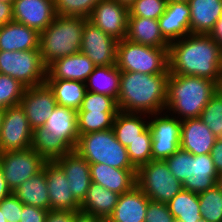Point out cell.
I'll list each match as a JSON object with an SVG mask.
<instances>
[{"label": "cell", "mask_w": 222, "mask_h": 222, "mask_svg": "<svg viewBox=\"0 0 222 222\" xmlns=\"http://www.w3.org/2000/svg\"><path fill=\"white\" fill-rule=\"evenodd\" d=\"M150 199L135 185L118 197L117 204L106 222H145Z\"/></svg>", "instance_id": "cell-23"}, {"label": "cell", "mask_w": 222, "mask_h": 222, "mask_svg": "<svg viewBox=\"0 0 222 222\" xmlns=\"http://www.w3.org/2000/svg\"><path fill=\"white\" fill-rule=\"evenodd\" d=\"M12 21H14L12 0H0V26Z\"/></svg>", "instance_id": "cell-48"}, {"label": "cell", "mask_w": 222, "mask_h": 222, "mask_svg": "<svg viewBox=\"0 0 222 222\" xmlns=\"http://www.w3.org/2000/svg\"><path fill=\"white\" fill-rule=\"evenodd\" d=\"M147 128L148 114L121 111L116 114L112 126L116 139L125 147L139 138Z\"/></svg>", "instance_id": "cell-30"}, {"label": "cell", "mask_w": 222, "mask_h": 222, "mask_svg": "<svg viewBox=\"0 0 222 222\" xmlns=\"http://www.w3.org/2000/svg\"><path fill=\"white\" fill-rule=\"evenodd\" d=\"M25 89L16 79L0 73V108L19 105Z\"/></svg>", "instance_id": "cell-39"}, {"label": "cell", "mask_w": 222, "mask_h": 222, "mask_svg": "<svg viewBox=\"0 0 222 222\" xmlns=\"http://www.w3.org/2000/svg\"><path fill=\"white\" fill-rule=\"evenodd\" d=\"M54 93L57 105L78 110L86 93L85 82L77 80H45Z\"/></svg>", "instance_id": "cell-32"}, {"label": "cell", "mask_w": 222, "mask_h": 222, "mask_svg": "<svg viewBox=\"0 0 222 222\" xmlns=\"http://www.w3.org/2000/svg\"><path fill=\"white\" fill-rule=\"evenodd\" d=\"M216 185H217V186L220 188V190L222 191V173L218 174Z\"/></svg>", "instance_id": "cell-54"}, {"label": "cell", "mask_w": 222, "mask_h": 222, "mask_svg": "<svg viewBox=\"0 0 222 222\" xmlns=\"http://www.w3.org/2000/svg\"><path fill=\"white\" fill-rule=\"evenodd\" d=\"M45 162L33 148L0 153V169L11 191L40 172Z\"/></svg>", "instance_id": "cell-10"}, {"label": "cell", "mask_w": 222, "mask_h": 222, "mask_svg": "<svg viewBox=\"0 0 222 222\" xmlns=\"http://www.w3.org/2000/svg\"><path fill=\"white\" fill-rule=\"evenodd\" d=\"M211 156L217 173H222V138L216 139L211 150Z\"/></svg>", "instance_id": "cell-49"}, {"label": "cell", "mask_w": 222, "mask_h": 222, "mask_svg": "<svg viewBox=\"0 0 222 222\" xmlns=\"http://www.w3.org/2000/svg\"><path fill=\"white\" fill-rule=\"evenodd\" d=\"M75 151L89 163L136 169L129 159L127 147L116 139L112 128L79 135Z\"/></svg>", "instance_id": "cell-5"}, {"label": "cell", "mask_w": 222, "mask_h": 222, "mask_svg": "<svg viewBox=\"0 0 222 222\" xmlns=\"http://www.w3.org/2000/svg\"><path fill=\"white\" fill-rule=\"evenodd\" d=\"M218 173L211 154L193 155L189 152L188 177L182 182L184 190L201 193L213 188Z\"/></svg>", "instance_id": "cell-18"}, {"label": "cell", "mask_w": 222, "mask_h": 222, "mask_svg": "<svg viewBox=\"0 0 222 222\" xmlns=\"http://www.w3.org/2000/svg\"><path fill=\"white\" fill-rule=\"evenodd\" d=\"M145 222H175L166 203L149 201Z\"/></svg>", "instance_id": "cell-45"}, {"label": "cell", "mask_w": 222, "mask_h": 222, "mask_svg": "<svg viewBox=\"0 0 222 222\" xmlns=\"http://www.w3.org/2000/svg\"><path fill=\"white\" fill-rule=\"evenodd\" d=\"M167 206L175 221L191 222L202 218L197 193L182 189Z\"/></svg>", "instance_id": "cell-34"}, {"label": "cell", "mask_w": 222, "mask_h": 222, "mask_svg": "<svg viewBox=\"0 0 222 222\" xmlns=\"http://www.w3.org/2000/svg\"><path fill=\"white\" fill-rule=\"evenodd\" d=\"M48 211L23 204L20 222H45Z\"/></svg>", "instance_id": "cell-46"}, {"label": "cell", "mask_w": 222, "mask_h": 222, "mask_svg": "<svg viewBox=\"0 0 222 222\" xmlns=\"http://www.w3.org/2000/svg\"><path fill=\"white\" fill-rule=\"evenodd\" d=\"M167 0H136L129 7V17L158 20L165 12Z\"/></svg>", "instance_id": "cell-42"}, {"label": "cell", "mask_w": 222, "mask_h": 222, "mask_svg": "<svg viewBox=\"0 0 222 222\" xmlns=\"http://www.w3.org/2000/svg\"><path fill=\"white\" fill-rule=\"evenodd\" d=\"M219 88L216 82L203 77L169 73L165 111L181 121L198 118Z\"/></svg>", "instance_id": "cell-3"}, {"label": "cell", "mask_w": 222, "mask_h": 222, "mask_svg": "<svg viewBox=\"0 0 222 222\" xmlns=\"http://www.w3.org/2000/svg\"><path fill=\"white\" fill-rule=\"evenodd\" d=\"M137 169H119L102 163H90L91 181L119 195L136 185Z\"/></svg>", "instance_id": "cell-22"}, {"label": "cell", "mask_w": 222, "mask_h": 222, "mask_svg": "<svg viewBox=\"0 0 222 222\" xmlns=\"http://www.w3.org/2000/svg\"><path fill=\"white\" fill-rule=\"evenodd\" d=\"M201 216L206 222H222V191L213 188L198 194Z\"/></svg>", "instance_id": "cell-36"}, {"label": "cell", "mask_w": 222, "mask_h": 222, "mask_svg": "<svg viewBox=\"0 0 222 222\" xmlns=\"http://www.w3.org/2000/svg\"><path fill=\"white\" fill-rule=\"evenodd\" d=\"M43 128L53 137L62 138L75 150L79 139L77 110L57 105Z\"/></svg>", "instance_id": "cell-25"}, {"label": "cell", "mask_w": 222, "mask_h": 222, "mask_svg": "<svg viewBox=\"0 0 222 222\" xmlns=\"http://www.w3.org/2000/svg\"><path fill=\"white\" fill-rule=\"evenodd\" d=\"M40 33L12 21L0 26V51L39 50Z\"/></svg>", "instance_id": "cell-24"}, {"label": "cell", "mask_w": 222, "mask_h": 222, "mask_svg": "<svg viewBox=\"0 0 222 222\" xmlns=\"http://www.w3.org/2000/svg\"><path fill=\"white\" fill-rule=\"evenodd\" d=\"M118 112H77V124L79 135L102 130H109Z\"/></svg>", "instance_id": "cell-35"}, {"label": "cell", "mask_w": 222, "mask_h": 222, "mask_svg": "<svg viewBox=\"0 0 222 222\" xmlns=\"http://www.w3.org/2000/svg\"><path fill=\"white\" fill-rule=\"evenodd\" d=\"M126 39L151 47L169 48L162 36L158 20L143 17H128Z\"/></svg>", "instance_id": "cell-27"}, {"label": "cell", "mask_w": 222, "mask_h": 222, "mask_svg": "<svg viewBox=\"0 0 222 222\" xmlns=\"http://www.w3.org/2000/svg\"><path fill=\"white\" fill-rule=\"evenodd\" d=\"M175 222H180V221H175ZM191 222H206V221L203 218H201L198 221H191Z\"/></svg>", "instance_id": "cell-58"}, {"label": "cell", "mask_w": 222, "mask_h": 222, "mask_svg": "<svg viewBox=\"0 0 222 222\" xmlns=\"http://www.w3.org/2000/svg\"><path fill=\"white\" fill-rule=\"evenodd\" d=\"M151 145L152 137L149 128H147L139 135V138L127 146L129 159L136 169L152 160Z\"/></svg>", "instance_id": "cell-38"}, {"label": "cell", "mask_w": 222, "mask_h": 222, "mask_svg": "<svg viewBox=\"0 0 222 222\" xmlns=\"http://www.w3.org/2000/svg\"><path fill=\"white\" fill-rule=\"evenodd\" d=\"M119 112L117 102L114 98L95 92L86 91L84 99L77 112Z\"/></svg>", "instance_id": "cell-41"}, {"label": "cell", "mask_w": 222, "mask_h": 222, "mask_svg": "<svg viewBox=\"0 0 222 222\" xmlns=\"http://www.w3.org/2000/svg\"><path fill=\"white\" fill-rule=\"evenodd\" d=\"M121 72L115 65L98 66L85 82L86 90L108 95L117 101Z\"/></svg>", "instance_id": "cell-31"}, {"label": "cell", "mask_w": 222, "mask_h": 222, "mask_svg": "<svg viewBox=\"0 0 222 222\" xmlns=\"http://www.w3.org/2000/svg\"><path fill=\"white\" fill-rule=\"evenodd\" d=\"M126 7H130L136 0H116Z\"/></svg>", "instance_id": "cell-53"}, {"label": "cell", "mask_w": 222, "mask_h": 222, "mask_svg": "<svg viewBox=\"0 0 222 222\" xmlns=\"http://www.w3.org/2000/svg\"><path fill=\"white\" fill-rule=\"evenodd\" d=\"M170 172L181 183L188 177L189 168V152L179 149L172 156L164 160Z\"/></svg>", "instance_id": "cell-43"}, {"label": "cell", "mask_w": 222, "mask_h": 222, "mask_svg": "<svg viewBox=\"0 0 222 222\" xmlns=\"http://www.w3.org/2000/svg\"><path fill=\"white\" fill-rule=\"evenodd\" d=\"M12 193L25 205L50 210L45 170L35 174L18 186Z\"/></svg>", "instance_id": "cell-29"}, {"label": "cell", "mask_w": 222, "mask_h": 222, "mask_svg": "<svg viewBox=\"0 0 222 222\" xmlns=\"http://www.w3.org/2000/svg\"><path fill=\"white\" fill-rule=\"evenodd\" d=\"M136 185L151 201L166 204L183 189L164 160H151L139 167Z\"/></svg>", "instance_id": "cell-7"}, {"label": "cell", "mask_w": 222, "mask_h": 222, "mask_svg": "<svg viewBox=\"0 0 222 222\" xmlns=\"http://www.w3.org/2000/svg\"><path fill=\"white\" fill-rule=\"evenodd\" d=\"M13 19L37 30L44 31L56 17L54 0H12Z\"/></svg>", "instance_id": "cell-15"}, {"label": "cell", "mask_w": 222, "mask_h": 222, "mask_svg": "<svg viewBox=\"0 0 222 222\" xmlns=\"http://www.w3.org/2000/svg\"><path fill=\"white\" fill-rule=\"evenodd\" d=\"M23 203L11 193L0 201V209L7 222H20Z\"/></svg>", "instance_id": "cell-44"}, {"label": "cell", "mask_w": 222, "mask_h": 222, "mask_svg": "<svg viewBox=\"0 0 222 222\" xmlns=\"http://www.w3.org/2000/svg\"><path fill=\"white\" fill-rule=\"evenodd\" d=\"M12 193L8 187L7 182L4 178L3 172L0 169V201Z\"/></svg>", "instance_id": "cell-52"}, {"label": "cell", "mask_w": 222, "mask_h": 222, "mask_svg": "<svg viewBox=\"0 0 222 222\" xmlns=\"http://www.w3.org/2000/svg\"><path fill=\"white\" fill-rule=\"evenodd\" d=\"M88 18L56 15L40 33L39 50L46 67L59 58L80 52L82 33Z\"/></svg>", "instance_id": "cell-4"}, {"label": "cell", "mask_w": 222, "mask_h": 222, "mask_svg": "<svg viewBox=\"0 0 222 222\" xmlns=\"http://www.w3.org/2000/svg\"><path fill=\"white\" fill-rule=\"evenodd\" d=\"M168 76L121 72L116 101L119 111L148 115L165 111Z\"/></svg>", "instance_id": "cell-2"}, {"label": "cell", "mask_w": 222, "mask_h": 222, "mask_svg": "<svg viewBox=\"0 0 222 222\" xmlns=\"http://www.w3.org/2000/svg\"><path fill=\"white\" fill-rule=\"evenodd\" d=\"M199 118L217 138H222V87L209 100Z\"/></svg>", "instance_id": "cell-37"}, {"label": "cell", "mask_w": 222, "mask_h": 222, "mask_svg": "<svg viewBox=\"0 0 222 222\" xmlns=\"http://www.w3.org/2000/svg\"><path fill=\"white\" fill-rule=\"evenodd\" d=\"M4 113H5V109L0 108V129H1Z\"/></svg>", "instance_id": "cell-55"}, {"label": "cell", "mask_w": 222, "mask_h": 222, "mask_svg": "<svg viewBox=\"0 0 222 222\" xmlns=\"http://www.w3.org/2000/svg\"><path fill=\"white\" fill-rule=\"evenodd\" d=\"M190 33L209 34L222 15V0H190Z\"/></svg>", "instance_id": "cell-26"}, {"label": "cell", "mask_w": 222, "mask_h": 222, "mask_svg": "<svg viewBox=\"0 0 222 222\" xmlns=\"http://www.w3.org/2000/svg\"><path fill=\"white\" fill-rule=\"evenodd\" d=\"M76 212L70 210H49L45 222H74Z\"/></svg>", "instance_id": "cell-47"}, {"label": "cell", "mask_w": 222, "mask_h": 222, "mask_svg": "<svg viewBox=\"0 0 222 222\" xmlns=\"http://www.w3.org/2000/svg\"><path fill=\"white\" fill-rule=\"evenodd\" d=\"M169 73L197 76L222 87V48L209 34H192L171 42L168 50Z\"/></svg>", "instance_id": "cell-1"}, {"label": "cell", "mask_w": 222, "mask_h": 222, "mask_svg": "<svg viewBox=\"0 0 222 222\" xmlns=\"http://www.w3.org/2000/svg\"><path fill=\"white\" fill-rule=\"evenodd\" d=\"M96 66L82 52L59 58L47 67L46 80H77L86 82Z\"/></svg>", "instance_id": "cell-21"}, {"label": "cell", "mask_w": 222, "mask_h": 222, "mask_svg": "<svg viewBox=\"0 0 222 222\" xmlns=\"http://www.w3.org/2000/svg\"><path fill=\"white\" fill-rule=\"evenodd\" d=\"M209 36L222 48V15L215 23V26L209 33Z\"/></svg>", "instance_id": "cell-50"}, {"label": "cell", "mask_w": 222, "mask_h": 222, "mask_svg": "<svg viewBox=\"0 0 222 222\" xmlns=\"http://www.w3.org/2000/svg\"><path fill=\"white\" fill-rule=\"evenodd\" d=\"M74 222H103V220L94 215H90L82 211H77L75 213Z\"/></svg>", "instance_id": "cell-51"}, {"label": "cell", "mask_w": 222, "mask_h": 222, "mask_svg": "<svg viewBox=\"0 0 222 222\" xmlns=\"http://www.w3.org/2000/svg\"><path fill=\"white\" fill-rule=\"evenodd\" d=\"M168 50L137 44L125 38L117 43L116 66L120 72L169 74Z\"/></svg>", "instance_id": "cell-6"}, {"label": "cell", "mask_w": 222, "mask_h": 222, "mask_svg": "<svg viewBox=\"0 0 222 222\" xmlns=\"http://www.w3.org/2000/svg\"><path fill=\"white\" fill-rule=\"evenodd\" d=\"M129 8L116 0H101L88 20L117 41L126 38Z\"/></svg>", "instance_id": "cell-13"}, {"label": "cell", "mask_w": 222, "mask_h": 222, "mask_svg": "<svg viewBox=\"0 0 222 222\" xmlns=\"http://www.w3.org/2000/svg\"><path fill=\"white\" fill-rule=\"evenodd\" d=\"M31 148L46 161H54L74 151L62 138L53 137L50 135V132L43 127L33 130Z\"/></svg>", "instance_id": "cell-33"}, {"label": "cell", "mask_w": 222, "mask_h": 222, "mask_svg": "<svg viewBox=\"0 0 222 222\" xmlns=\"http://www.w3.org/2000/svg\"><path fill=\"white\" fill-rule=\"evenodd\" d=\"M45 170L50 210L80 211V203L68 187L67 177L62 168L55 161H46Z\"/></svg>", "instance_id": "cell-16"}, {"label": "cell", "mask_w": 222, "mask_h": 222, "mask_svg": "<svg viewBox=\"0 0 222 222\" xmlns=\"http://www.w3.org/2000/svg\"><path fill=\"white\" fill-rule=\"evenodd\" d=\"M119 194L91 182L83 202L80 204V211L99 217L106 221L112 214Z\"/></svg>", "instance_id": "cell-28"}, {"label": "cell", "mask_w": 222, "mask_h": 222, "mask_svg": "<svg viewBox=\"0 0 222 222\" xmlns=\"http://www.w3.org/2000/svg\"><path fill=\"white\" fill-rule=\"evenodd\" d=\"M167 1L188 3L190 0H167Z\"/></svg>", "instance_id": "cell-57"}, {"label": "cell", "mask_w": 222, "mask_h": 222, "mask_svg": "<svg viewBox=\"0 0 222 222\" xmlns=\"http://www.w3.org/2000/svg\"><path fill=\"white\" fill-rule=\"evenodd\" d=\"M152 160H166L180 149L182 121L166 111L149 114Z\"/></svg>", "instance_id": "cell-9"}, {"label": "cell", "mask_w": 222, "mask_h": 222, "mask_svg": "<svg viewBox=\"0 0 222 222\" xmlns=\"http://www.w3.org/2000/svg\"><path fill=\"white\" fill-rule=\"evenodd\" d=\"M190 13L188 3L167 2L158 23L162 36L169 44L190 34Z\"/></svg>", "instance_id": "cell-19"}, {"label": "cell", "mask_w": 222, "mask_h": 222, "mask_svg": "<svg viewBox=\"0 0 222 222\" xmlns=\"http://www.w3.org/2000/svg\"><path fill=\"white\" fill-rule=\"evenodd\" d=\"M33 129L21 105L5 109L0 129V153L31 148Z\"/></svg>", "instance_id": "cell-11"}, {"label": "cell", "mask_w": 222, "mask_h": 222, "mask_svg": "<svg viewBox=\"0 0 222 222\" xmlns=\"http://www.w3.org/2000/svg\"><path fill=\"white\" fill-rule=\"evenodd\" d=\"M117 43L116 39L87 20L83 28L80 52L85 54L96 67L115 65Z\"/></svg>", "instance_id": "cell-12"}, {"label": "cell", "mask_w": 222, "mask_h": 222, "mask_svg": "<svg viewBox=\"0 0 222 222\" xmlns=\"http://www.w3.org/2000/svg\"><path fill=\"white\" fill-rule=\"evenodd\" d=\"M216 139L199 117L182 120L181 149L193 155L211 154Z\"/></svg>", "instance_id": "cell-20"}, {"label": "cell", "mask_w": 222, "mask_h": 222, "mask_svg": "<svg viewBox=\"0 0 222 222\" xmlns=\"http://www.w3.org/2000/svg\"><path fill=\"white\" fill-rule=\"evenodd\" d=\"M0 222H7V220L5 219L3 212L0 209Z\"/></svg>", "instance_id": "cell-56"}, {"label": "cell", "mask_w": 222, "mask_h": 222, "mask_svg": "<svg viewBox=\"0 0 222 222\" xmlns=\"http://www.w3.org/2000/svg\"><path fill=\"white\" fill-rule=\"evenodd\" d=\"M101 0H54L55 13L59 16L88 18Z\"/></svg>", "instance_id": "cell-40"}, {"label": "cell", "mask_w": 222, "mask_h": 222, "mask_svg": "<svg viewBox=\"0 0 222 222\" xmlns=\"http://www.w3.org/2000/svg\"><path fill=\"white\" fill-rule=\"evenodd\" d=\"M64 171L68 187L81 204L91 184L90 163L75 150L54 160Z\"/></svg>", "instance_id": "cell-17"}, {"label": "cell", "mask_w": 222, "mask_h": 222, "mask_svg": "<svg viewBox=\"0 0 222 222\" xmlns=\"http://www.w3.org/2000/svg\"><path fill=\"white\" fill-rule=\"evenodd\" d=\"M21 107L34 130L43 127L57 106L54 93L45 82L26 88L20 102Z\"/></svg>", "instance_id": "cell-14"}, {"label": "cell", "mask_w": 222, "mask_h": 222, "mask_svg": "<svg viewBox=\"0 0 222 222\" xmlns=\"http://www.w3.org/2000/svg\"><path fill=\"white\" fill-rule=\"evenodd\" d=\"M0 73L29 88L45 83L47 67L42 61L40 50L0 51Z\"/></svg>", "instance_id": "cell-8"}]
</instances>
